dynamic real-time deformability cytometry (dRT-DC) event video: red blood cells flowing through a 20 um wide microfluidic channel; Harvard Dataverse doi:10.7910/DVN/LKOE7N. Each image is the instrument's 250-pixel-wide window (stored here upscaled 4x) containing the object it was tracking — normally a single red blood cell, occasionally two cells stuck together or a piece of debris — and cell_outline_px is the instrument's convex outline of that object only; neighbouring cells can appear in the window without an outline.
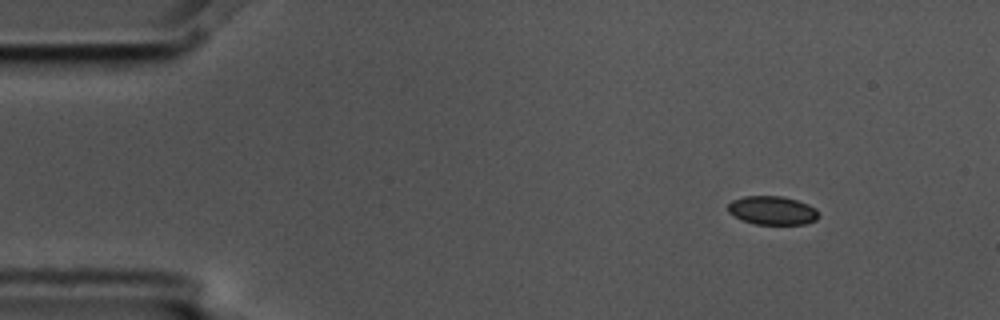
{"species": "common noctule bat (a hibernating species)", "species_latin": "Nyctalus noctula", "temperature_condition": "cold", "stored_images_in_passage": 6, "camera_frame_rate_fps": 3000, "um_per_image_px": 0.085, "animal": {"sex": "male", "body_mass_g": 17.5, "forearm_length_mm": 52.3}, "frame": {"image": 1, "passage_image": 1, "time_ms": 0.0, "image_size_px": [1000, 320], "cell_outline_px": [[820, 216], [816, 220], [804, 224], [756, 224], [744, 220], [728, 212], [728, 204], [732, 200], [744, 196], [780, 196], [796, 200], [808, 204], [816, 208], [820, 212]], "centroid_in_image_um": [65.69, 17.88], "position_along_channel_um": 19.3, "area_um2": 15.09}}